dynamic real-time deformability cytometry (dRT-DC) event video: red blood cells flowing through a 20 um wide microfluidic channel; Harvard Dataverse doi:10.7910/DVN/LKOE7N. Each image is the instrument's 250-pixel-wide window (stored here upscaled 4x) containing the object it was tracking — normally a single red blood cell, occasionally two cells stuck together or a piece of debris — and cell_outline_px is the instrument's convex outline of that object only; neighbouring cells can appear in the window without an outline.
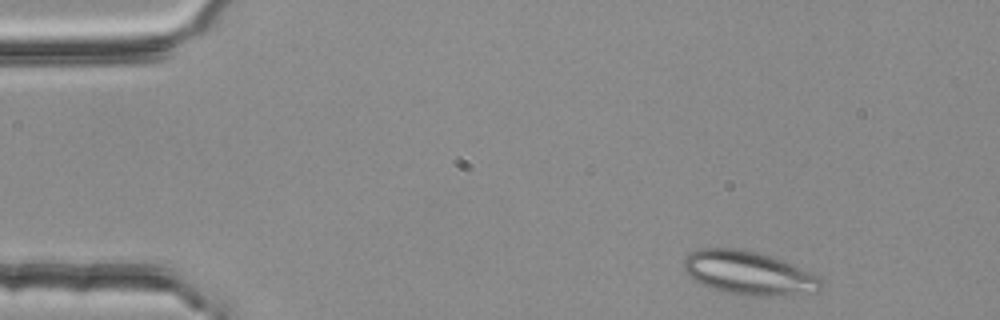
{"species": "common noctule bat (a hibernating species)", "species_latin": "Nyctalus noctula", "temperature_condition": "room temperature", "stored_images_in_passage": 2, "camera_frame_rate_fps": 3000, "um_per_image_px": 0.085, "animal": {"sex": "female", "body_mass_g": 25.1}, "frame": {"image": 1, "passage_image": 2, "time_ms": 0.333, "image_size_px": [1000, 320], "cell_outline_px": [[824, 280], [820, 288], [816, 292], [784, 296], [748, 296], [724, 292], [700, 284], [692, 280], [684, 272], [684, 256], [700, 248], [740, 248], [760, 252], [784, 260], [820, 276]], "centroid_in_image_um": [63.65, 23.21], "position_along_channel_um": 21.4, "area_um2": 35.66}}